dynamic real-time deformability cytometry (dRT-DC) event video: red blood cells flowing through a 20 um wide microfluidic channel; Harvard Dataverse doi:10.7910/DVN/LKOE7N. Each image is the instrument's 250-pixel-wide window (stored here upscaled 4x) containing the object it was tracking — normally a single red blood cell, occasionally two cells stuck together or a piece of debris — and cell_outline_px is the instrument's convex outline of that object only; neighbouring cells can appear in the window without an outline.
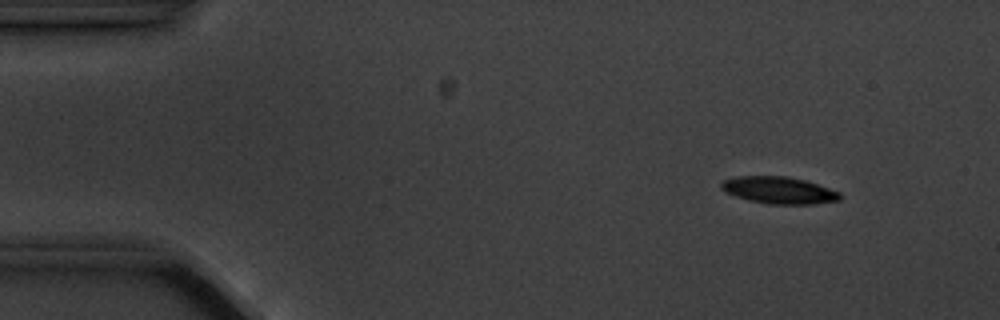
{"species": "common noctule bat (a hibernating species)", "species_latin": "Nyctalus noctula", "temperature_condition": "cold", "stored_images_in_passage": 3, "camera_frame_rate_fps": 3000, "um_per_image_px": 0.085, "animal": {"sex": "male", "body_mass_g": 20.1, "forearm_length_mm": 53.5}, "frame": {"image": 1, "passage_image": 1, "time_ms": 0.0, "image_size_px": [1000, 320], "cell_outline_px": [[840, 200], [812, 204], [768, 204], [748, 200], [724, 192], [720, 188], [720, 184], [724, 180], [736, 176], [788, 176], [804, 180], [840, 192]], "centroid_in_image_um": [66.16, 16.17], "position_along_channel_um": 18.8, "area_um2": 18.61}}